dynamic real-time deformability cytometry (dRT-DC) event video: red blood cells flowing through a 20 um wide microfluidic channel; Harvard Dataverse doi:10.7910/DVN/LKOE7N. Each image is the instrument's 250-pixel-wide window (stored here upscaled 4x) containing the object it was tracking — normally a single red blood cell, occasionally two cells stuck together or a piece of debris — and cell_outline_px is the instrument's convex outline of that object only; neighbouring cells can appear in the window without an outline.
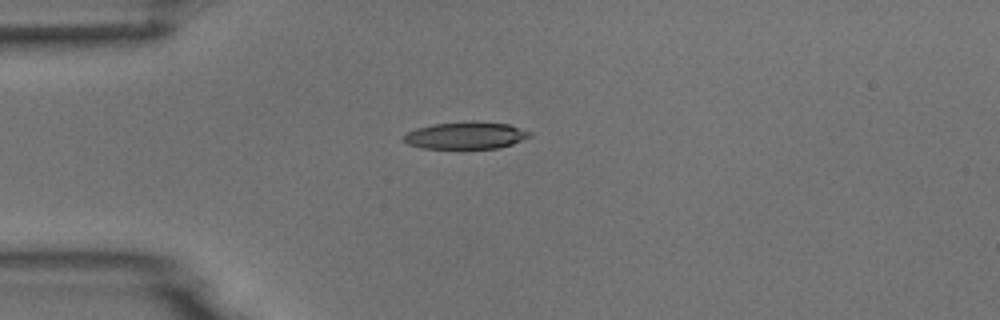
{"species": "common noctule bat (a hibernating species)", "species_latin": "Nyctalus noctula", "temperature_condition": "room temperature", "stored_images_in_passage": 1, "camera_frame_rate_fps": 3000, "um_per_image_px": 0.085, "animal": {"sex": "male", "body_mass_g": 18.8}, "frame": {"image": 1, "passage_image": 1, "time_ms": 0.0, "image_size_px": [1000, 320], "cell_outline_px": [[532, 136], [512, 144], [500, 148], [420, 148], [408, 144], [404, 140], [404, 136], [408, 132], [416, 128], [432, 124], [472, 120], [508, 124], [532, 132]], "centroid_in_image_um": [39.62, 11.5], "position_along_channel_um": 45.4, "area_um2": 20.06}}